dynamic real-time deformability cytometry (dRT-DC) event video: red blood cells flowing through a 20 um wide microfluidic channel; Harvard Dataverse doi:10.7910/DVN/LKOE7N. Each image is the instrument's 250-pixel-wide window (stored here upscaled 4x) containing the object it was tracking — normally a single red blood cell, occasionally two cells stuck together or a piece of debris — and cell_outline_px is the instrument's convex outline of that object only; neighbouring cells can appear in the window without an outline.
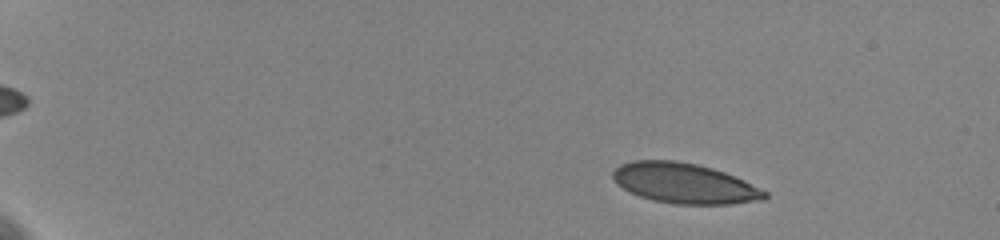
{"species": "human", "species_latin": "Homo sapiens", "temperature_condition": "cold", "stored_images_in_passage": 50, "camera_frame_rate_fps": 3000, "um_per_image_px": 0.085, "donor": {"sex": "female"}, "frame": {"image": 1, "passage_image": 1, "time_ms": 0.0, "image_size_px": [1000, 240], "cell_outline_px": [[768, 196], [764, 200], [732, 204], [676, 204], [652, 200], [640, 196], [624, 188], [612, 176], [612, 172], [620, 164], [632, 160], [676, 160], [696, 164], [712, 168], [724, 172], [744, 180], [768, 192]], "centroid_in_image_um": [58.21, 15.58], "position_along_channel_um": 26.8, "area_um2": 35.49}}
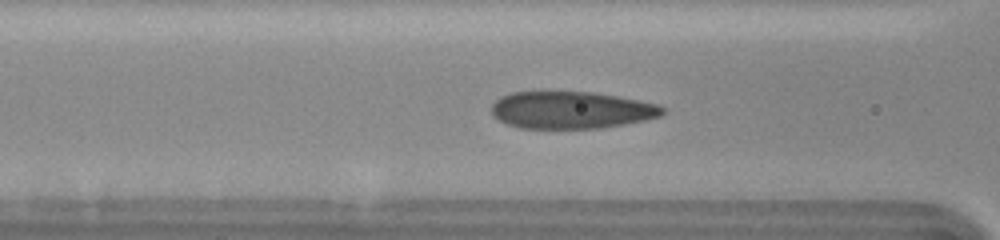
{"frame": {"image": 2, "passage_image": 19, "time_ms": 6.0, "image_size_px": [1000, 240], "cell_outline_px": [[664, 112], [660, 116], [644, 120], [624, 124], [600, 128], [520, 128], [508, 124], [492, 116], [492, 104], [500, 96], [512, 92], [592, 92], [616, 96], [656, 104], [664, 108]], "centroid_in_image_um": [48.52, 9.35], "position_along_channel_um": 118.1, "area_um2": 36.76}}
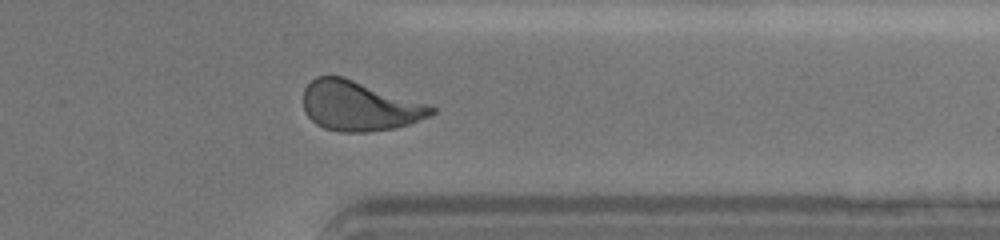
{"frame": {"image": 3, "passage_image": 41, "time_ms": 13.333, "image_size_px": [1000, 240], "cell_outline_px": [[436, 112], [428, 116], [408, 124], [396, 128], [368, 132], [340, 132], [324, 128], [316, 124], [304, 112], [304, 88], [316, 76], [344, 76], [428, 104], [436, 108]], "centroid_in_image_um": [30.53, 9.01], "position_along_channel_um": 380.9, "area_um2": 37.17}, "authors_computed_cell_mechanics": {"area_um2": 36.992, "velocity_mm_per_s": 3.5775, "shape_relaxation_time_tau1_ms": 4.1694, "shape_relaxation_time_tau2_ms": 0.7696, "deformation_change_tau1": 0.1562, "deformation_change_tau2": 0.0482}}